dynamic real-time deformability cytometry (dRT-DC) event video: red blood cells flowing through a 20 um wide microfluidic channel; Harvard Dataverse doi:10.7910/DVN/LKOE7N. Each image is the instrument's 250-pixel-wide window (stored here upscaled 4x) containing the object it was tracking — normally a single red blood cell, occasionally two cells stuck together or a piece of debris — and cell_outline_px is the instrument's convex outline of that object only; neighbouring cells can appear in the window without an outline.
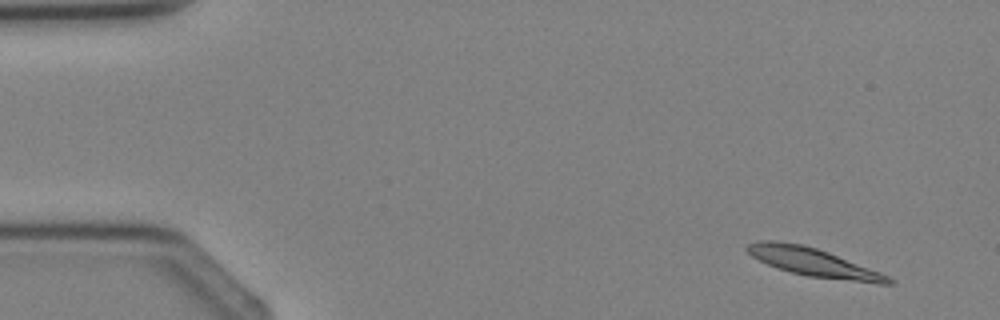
{"species": "Egyptian fruit bat (a non-hibernating species)", "species_latin": "Rousettus aegyptiacus", "temperature_condition": "cold", "stored_images_in_passage": 3, "camera_frame_rate_fps": 3000, "um_per_image_px": 0.085, "animal": {"sex": "female"}, "frame": {"image": 1, "passage_image": 1, "time_ms": 0.0, "image_size_px": [1000, 320], "cell_outline_px": [[896, 284], [880, 284], [808, 276], [792, 272], [768, 264], [752, 256], [744, 248], [748, 244], [760, 240], [776, 240], [804, 244], [828, 252], [880, 272], [896, 280]], "centroid_in_image_um": [69.16, 22.29], "position_along_channel_um": 15.8, "area_um2": 23.12}}